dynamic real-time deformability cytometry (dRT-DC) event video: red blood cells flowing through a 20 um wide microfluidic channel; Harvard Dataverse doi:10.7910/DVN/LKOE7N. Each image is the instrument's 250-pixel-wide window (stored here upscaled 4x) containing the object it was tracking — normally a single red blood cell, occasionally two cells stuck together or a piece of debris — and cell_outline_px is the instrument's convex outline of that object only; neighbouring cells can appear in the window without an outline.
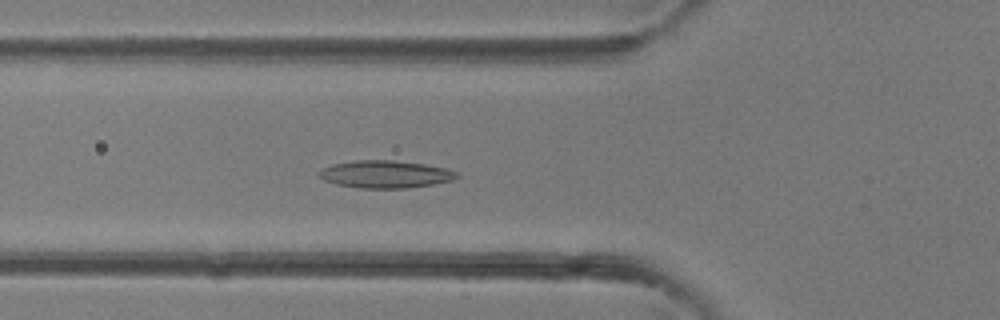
{"species": "common noctule bat (a hibernating species)", "species_latin": "Nyctalus noctula", "temperature_condition": "room temperature", "stored_images_in_passage": 35, "camera_frame_rate_fps": 3000, "um_per_image_px": 0.085, "animal": {"sex": "female"}, "frame": {"image": 1, "passage_image": 10, "time_ms": 3.0, "image_size_px": [1000, 320], "cell_outline_px": [[460, 176], [452, 180], [432, 184], [404, 188], [360, 188], [336, 184], [324, 180], [316, 172], [320, 168], [332, 164], [356, 160], [392, 160], [424, 164], [448, 168], [460, 172]], "centroid_in_image_um": [32.75, 14.8], "position_along_channel_um": 93.0, "area_um2": 22.2}}
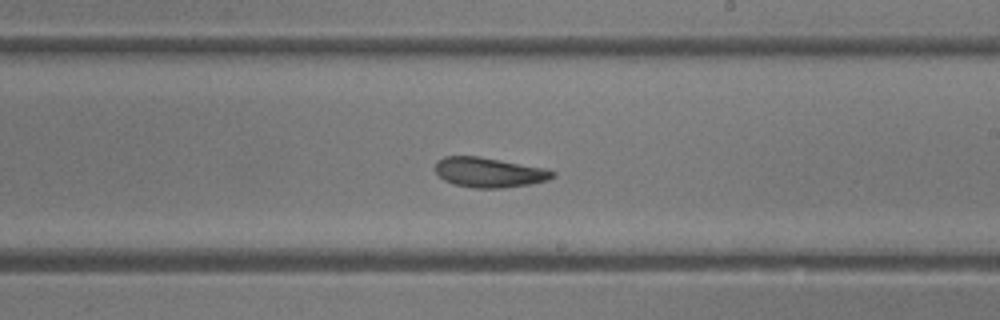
{"frame": {"image": 2, "passage_image": 19, "time_ms": 6.0, "image_size_px": [1000, 320], "cell_outline_px": [[556, 176], [548, 180], [532, 184], [504, 188], [472, 188], [456, 184], [444, 180], [436, 172], [436, 160], [444, 156], [480, 156], [544, 168], [556, 172]], "centroid_in_image_um": [41.6, 14.65], "position_along_channel_um": 247.4, "area_um2": 20.52}}
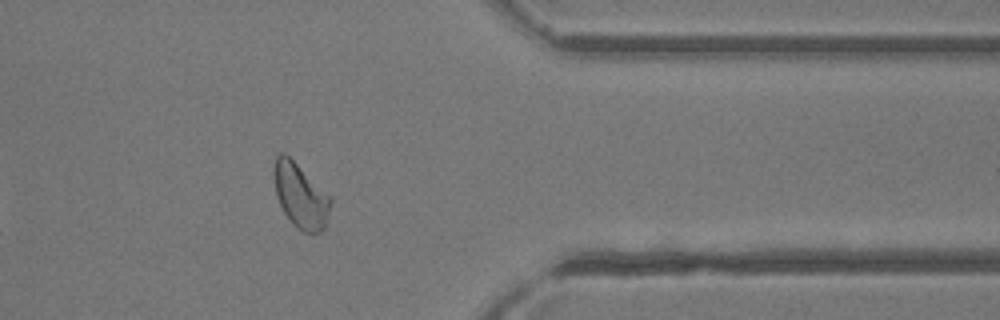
{"frame": {"image": 3, "passage_image": 28, "time_ms": 9.0, "image_size_px": [1000, 320], "cell_outline_px": [[332, 200], [324, 228], [320, 232], [304, 232], [296, 228], [292, 224], [284, 212], [276, 196], [272, 172], [276, 156], [280, 152], [284, 152], [332, 196]], "centroid_in_image_um": [25.53, 16.61], "position_along_channel_um": 385.9, "area_um2": 21.44}}